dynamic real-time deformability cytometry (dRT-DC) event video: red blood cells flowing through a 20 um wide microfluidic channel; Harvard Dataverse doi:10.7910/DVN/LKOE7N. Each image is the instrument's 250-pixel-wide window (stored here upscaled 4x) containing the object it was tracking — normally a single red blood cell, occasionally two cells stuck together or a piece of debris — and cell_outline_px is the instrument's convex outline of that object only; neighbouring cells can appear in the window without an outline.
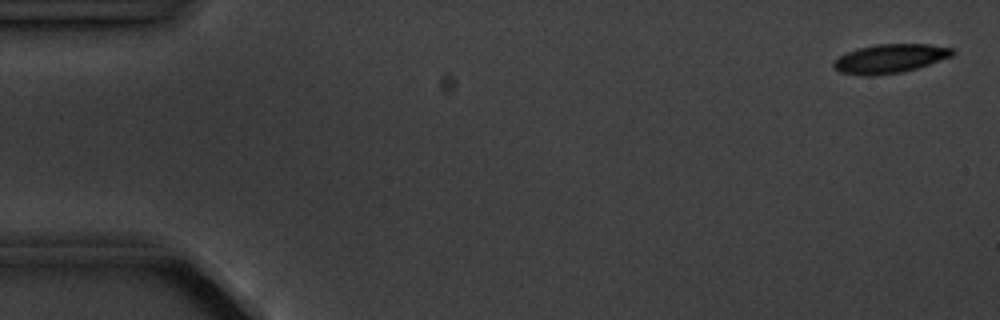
{"species": "common noctule bat (a hibernating species)", "species_latin": "Nyctalus noctula", "temperature_condition": "cold", "stored_images_in_passage": 6, "camera_frame_rate_fps": 3000, "um_per_image_px": 0.085, "animal": {"sex": "male", "body_mass_g": 20.1, "forearm_length_mm": 53.5}, "frame": {"image": 1, "passage_image": 1, "time_ms": 0.0, "image_size_px": [1000, 320], "cell_outline_px": [[956, 52], [952, 56], [916, 68], [900, 72], [872, 76], [868, 76], [840, 72], [832, 64], [840, 56], [856, 48], [876, 44], [928, 44], [952, 48]], "centroid_in_image_um": [75.65, 4.97], "position_along_channel_um": 9.3, "area_um2": 19.77}}